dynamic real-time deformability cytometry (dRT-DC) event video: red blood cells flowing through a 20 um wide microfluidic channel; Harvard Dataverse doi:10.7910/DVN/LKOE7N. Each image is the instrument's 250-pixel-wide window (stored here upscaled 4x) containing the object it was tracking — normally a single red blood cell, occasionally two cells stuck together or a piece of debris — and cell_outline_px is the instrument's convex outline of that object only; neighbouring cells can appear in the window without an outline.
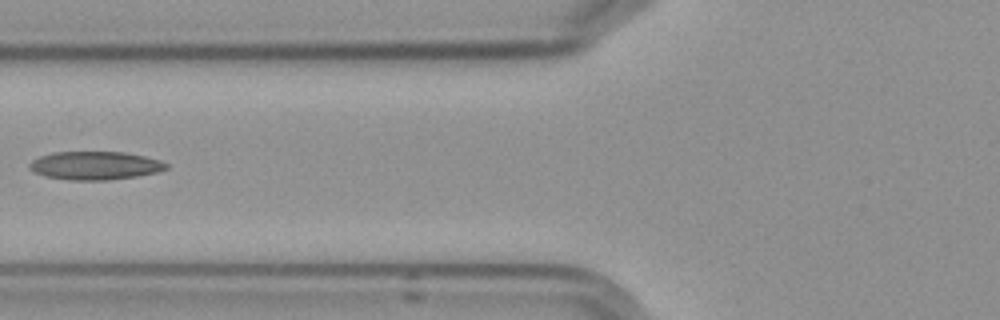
{"species": "Egyptian fruit bat (a non-hibernating species)", "species_latin": "Rousettus aegyptiacus", "temperature_condition": "cold", "stored_images_in_passage": 4, "camera_frame_rate_fps": 3000, "um_per_image_px": 0.085, "frame": {"image": 1, "passage_image": 4, "time_ms": 3.667, "image_size_px": [1000, 320], "cell_outline_px": [[168, 168], [156, 172], [136, 176], [108, 180], [72, 180], [48, 176], [36, 172], [28, 164], [32, 160], [40, 156], [56, 152], [124, 152], [144, 156], [160, 160], [168, 164]], "centroid_in_image_um": [8.12, 14.06], "position_along_channel_um": 117.7, "area_um2": 22.2}}